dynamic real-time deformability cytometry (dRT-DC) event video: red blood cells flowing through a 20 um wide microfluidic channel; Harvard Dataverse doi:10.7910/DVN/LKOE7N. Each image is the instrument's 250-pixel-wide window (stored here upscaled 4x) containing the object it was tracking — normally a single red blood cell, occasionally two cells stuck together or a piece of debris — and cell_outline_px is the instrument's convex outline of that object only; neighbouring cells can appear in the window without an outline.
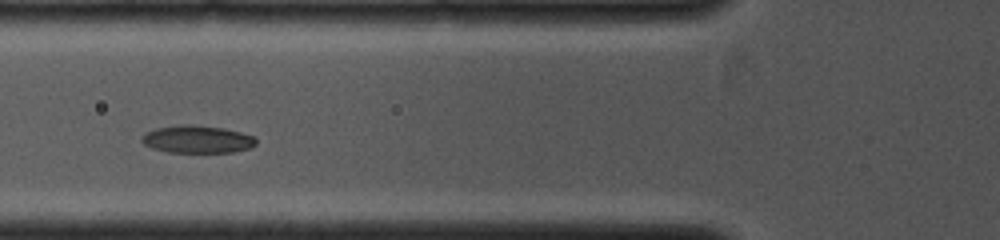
{"species": "common noctule bat (a hibernating species)", "species_latin": "Nyctalus noctula", "temperature_condition": "cold", "stored_images_in_passage": 31, "camera_frame_rate_fps": 4000, "um_per_image_px": 0.085, "animal": {"sex": "female", "body_mass_g": 19.0, "forearm_length_mm": 53.3}, "frame": {"image": 1, "passage_image": 6, "time_ms": 1.25, "image_size_px": [1000, 240], "cell_outline_px": [[256, 144], [248, 148], [232, 152], [168, 152], [152, 148], [144, 144], [140, 140], [148, 132], [156, 128], [180, 124], [196, 124], [224, 128], [240, 132], [252, 136], [256, 140]], "centroid_in_image_um": [16.76, 11.83], "position_along_channel_um": 109.0, "area_um2": 18.26}}
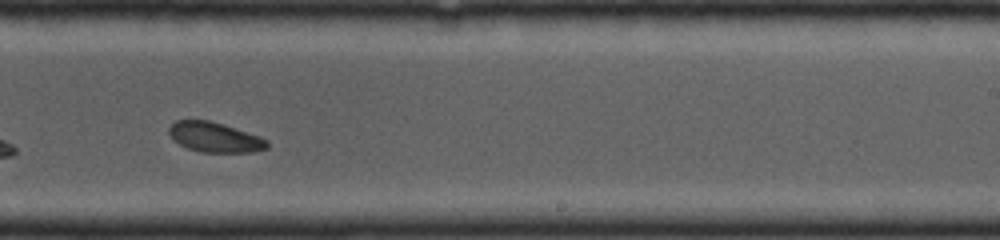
{"frame": {"image": 2, "passage_image": 17, "time_ms": 4.0, "image_size_px": [1000, 240], "cell_outline_px": [[268, 148], [252, 152], [200, 152], [188, 148], [180, 144], [168, 132], [168, 128], [176, 120], [208, 120], [260, 136], [268, 140]], "centroid_in_image_um": [18.27, 11.67], "position_along_channel_um": 270.7, "area_um2": 16.88}}
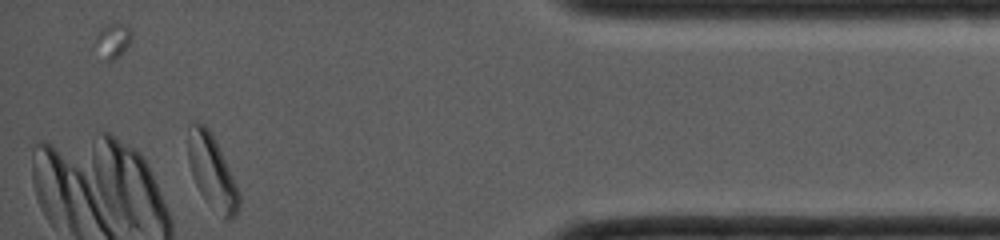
{"frame": {"image": 3, "passage_image": 29, "time_ms": 7.0, "image_size_px": [1000, 240], "cell_outline_px": [[240, 204], [236, 216], [232, 220], [224, 220], [208, 204], [200, 192], [192, 176], [188, 160], [188, 124], [196, 120], [200, 120], [208, 128], [240, 192]], "centroid_in_image_um": [18.01, 14.63], "position_along_channel_um": 417.2, "area_um2": 21.85}}